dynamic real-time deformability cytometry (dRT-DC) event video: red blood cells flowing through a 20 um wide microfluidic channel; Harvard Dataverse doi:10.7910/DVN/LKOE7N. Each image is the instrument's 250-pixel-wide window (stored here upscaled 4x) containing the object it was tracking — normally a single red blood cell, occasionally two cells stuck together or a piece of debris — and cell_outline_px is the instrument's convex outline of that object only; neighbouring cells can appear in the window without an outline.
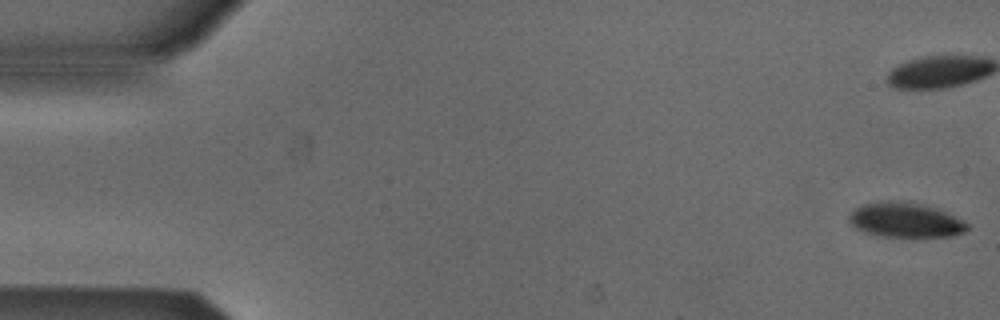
{"species": "Egyptian fruit bat (a non-hibernating species)", "species_latin": "Rousettus aegyptiacus", "temperature_condition": "cold", "stored_images_in_passage": 11, "camera_frame_rate_fps": 3000, "um_per_image_px": 0.085, "animal": {"sex": "male"}, "frame": {"image": 1, "passage_image": 1, "time_ms": 0.0, "image_size_px": [1000, 320], "cell_outline_px": [[968, 228], [964, 232], [952, 236], [880, 236], [864, 232], [856, 228], [848, 220], [848, 216], [856, 208], [864, 204], [888, 200], [908, 200], [940, 208], [964, 220], [968, 224]], "centroid_in_image_um": [76.99, 18.67], "position_along_channel_um": 8.0, "area_um2": 24.22}}